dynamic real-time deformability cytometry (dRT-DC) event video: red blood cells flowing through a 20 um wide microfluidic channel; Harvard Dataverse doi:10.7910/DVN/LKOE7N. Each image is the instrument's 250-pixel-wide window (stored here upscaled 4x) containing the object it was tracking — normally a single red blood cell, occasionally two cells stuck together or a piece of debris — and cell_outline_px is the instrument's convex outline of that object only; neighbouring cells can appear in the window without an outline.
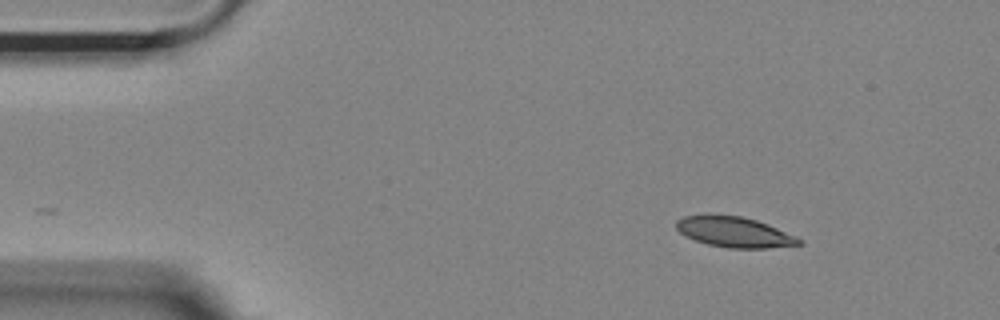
{"species": "Egyptian fruit bat (a non-hibernating species)", "species_latin": "Rousettus aegyptiacus", "temperature_condition": "room temperature", "stored_images_in_passage": 49, "camera_frame_rate_fps": 3000, "um_per_image_px": 0.085, "animal": {"sex": "female"}, "frame": {"image": 1, "passage_image": 1, "time_ms": 0.0, "image_size_px": [1000, 320], "cell_outline_px": [[804, 244], [768, 248], [728, 248], [708, 244], [696, 240], [680, 232], [676, 228], [676, 220], [684, 216], [708, 212], [740, 216], [756, 220], [768, 224], [796, 236], [804, 240]], "centroid_in_image_um": [62.42, 19.69], "position_along_channel_um": 22.6, "area_um2": 22.2}}
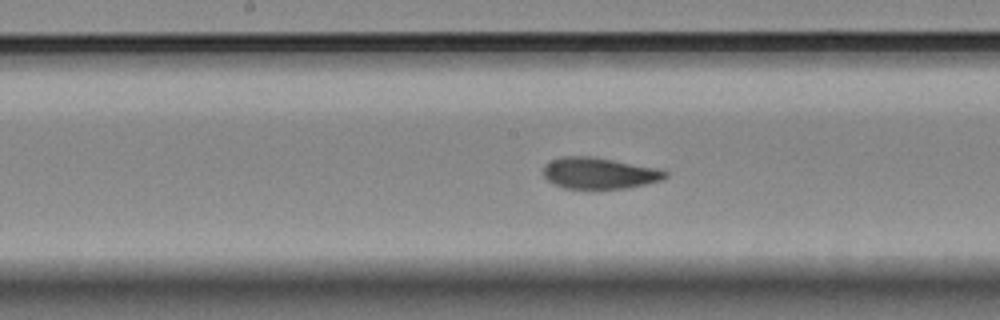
{"frame": {"image": 2, "passage_image": 21, "time_ms": 6.667, "image_size_px": [1000, 320], "cell_outline_px": [[668, 176], [660, 180], [628, 188], [592, 192], [564, 188], [548, 180], [540, 172], [544, 164], [560, 156], [592, 156], [660, 168], [668, 172]], "centroid_in_image_um": [50.9, 14.75], "position_along_channel_um": 197.3, "area_um2": 23.29}}
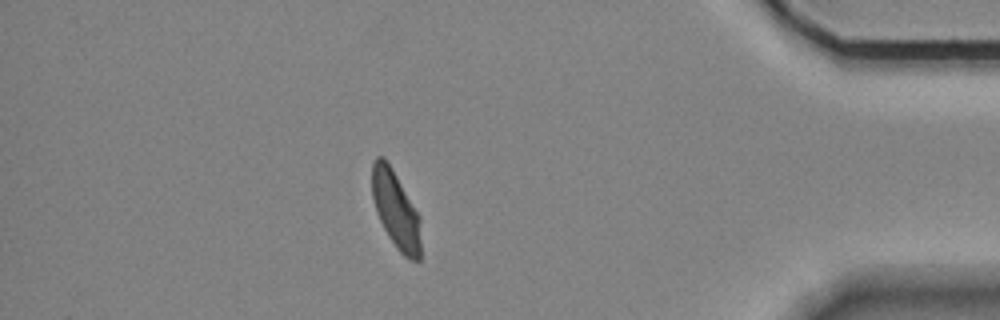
{"frame": {"image": 3, "passage_image": 41, "time_ms": 13.333, "image_size_px": [1000, 320], "cell_outline_px": [[420, 260], [408, 260], [396, 248], [388, 236], [376, 212], [372, 196], [372, 164], [376, 156], [384, 156], [392, 168], [420, 216]], "centroid_in_image_um": [33.64, 17.83], "position_along_channel_um": 401.6, "area_um2": 22.02}}